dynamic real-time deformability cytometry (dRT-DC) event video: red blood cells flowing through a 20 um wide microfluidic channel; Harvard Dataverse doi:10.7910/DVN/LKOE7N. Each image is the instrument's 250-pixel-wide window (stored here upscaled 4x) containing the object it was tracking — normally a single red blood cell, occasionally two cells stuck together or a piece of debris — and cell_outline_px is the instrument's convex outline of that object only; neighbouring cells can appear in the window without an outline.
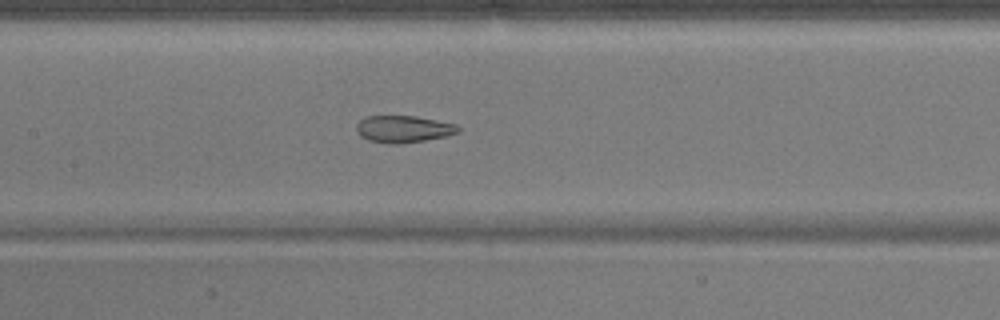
{"species": "common noctule bat (a hibernating species)", "species_latin": "Nyctalus noctula", "temperature_condition": "warm", "stored_images_in_passage": 49, "camera_frame_rate_fps": 3000, "um_per_image_px": 0.085, "animal": {"sex": "male", "body_mass_g": 17.9}, "frame": {"image": 1, "passage_image": 21, "time_ms": 6.667, "image_size_px": [1000, 320], "cell_outline_px": [[460, 132], [444, 136], [424, 140], [400, 144], [388, 144], [368, 140], [360, 136], [356, 132], [356, 124], [364, 116], [416, 116], [456, 124], [460, 128]], "centroid_in_image_um": [34.25, 10.97], "position_along_channel_um": 173.2, "area_um2": 16.07}}
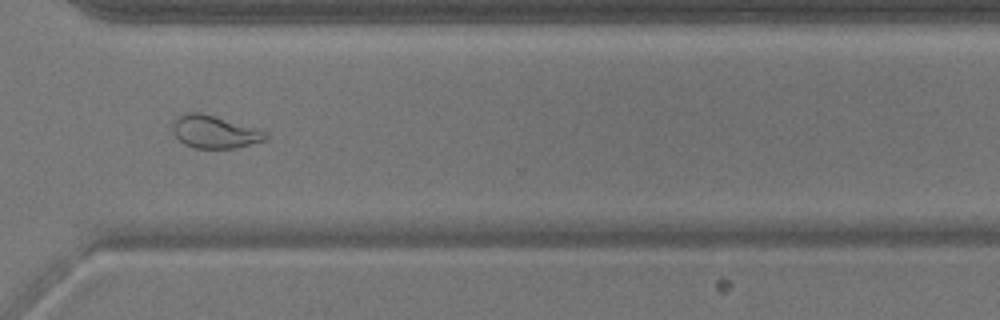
{"frame": {"image": 2, "passage_image": 35, "time_ms": 11.333, "image_size_px": [1000, 320], "cell_outline_px": [[268, 140], [236, 148], [196, 148], [184, 144], [172, 132], [172, 120], [176, 116], [184, 112], [200, 112], [256, 128], [268, 132]], "centroid_in_image_um": [18.22, 11.2], "position_along_channel_um": 352.4, "area_um2": 17.92}}
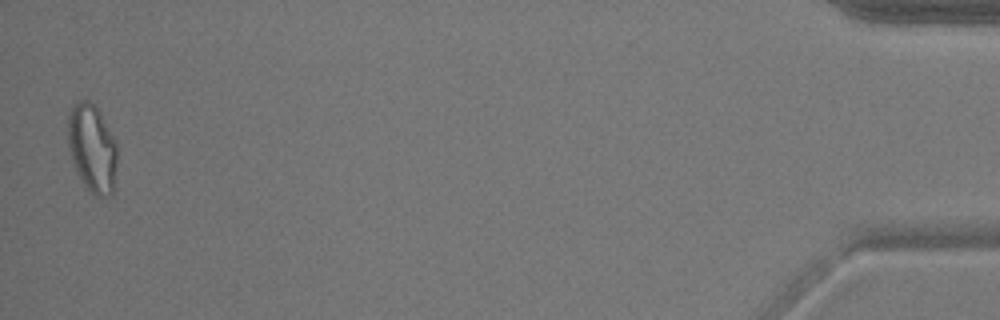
{"frame": {"image": 3, "passage_image": 48, "time_ms": 15.667, "image_size_px": [1000, 320], "cell_outline_px": [[116, 164], [112, 196], [96, 196], [84, 184], [72, 160], [68, 144], [68, 116], [76, 100], [88, 100], [96, 104], [116, 140]], "centroid_in_image_um": [7.85, 12.54], "position_along_channel_um": 427.4, "area_um2": 25.2}, "authors_computed_cell_mechanics": {"area_um2": 20.4034, "velocity_mm_per_s": 3.8415, "shape_relaxation_time_tau1_ms": null, "shape_relaxation_time_tau2_ms": 1.6591, "deformation_change_tau1": null, "deformation_change_tau2": 0.0822}}